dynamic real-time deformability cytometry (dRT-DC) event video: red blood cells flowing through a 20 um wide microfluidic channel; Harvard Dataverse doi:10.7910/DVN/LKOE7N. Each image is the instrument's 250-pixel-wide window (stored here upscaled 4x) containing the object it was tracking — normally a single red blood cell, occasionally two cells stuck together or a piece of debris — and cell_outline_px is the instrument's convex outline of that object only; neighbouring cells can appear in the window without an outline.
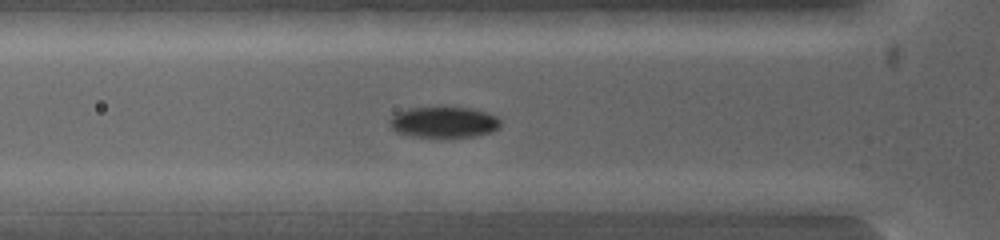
{"species": "common noctule bat (a hibernating species)", "species_latin": "Nyctalus noctula", "temperature_condition": "warm", "stored_images_in_passage": 3, "camera_frame_rate_fps": 5000, "um_per_image_px": 0.085, "animal": {"sex": "female", "body_mass_g": 19.0, "forearm_length_mm": 53.3}, "frame": {"image": 1, "passage_image": 3, "time_ms": 0.6, "image_size_px": [1000, 240], "cell_outline_px": [[604, 200], [576, 212], [496, 212], [492, 200], [500, 192], [580, 192]], "centroid_in_image_um": [46.16, 17.16], "position_along_channel_um": 79.6, "area_um2": 13.87}}